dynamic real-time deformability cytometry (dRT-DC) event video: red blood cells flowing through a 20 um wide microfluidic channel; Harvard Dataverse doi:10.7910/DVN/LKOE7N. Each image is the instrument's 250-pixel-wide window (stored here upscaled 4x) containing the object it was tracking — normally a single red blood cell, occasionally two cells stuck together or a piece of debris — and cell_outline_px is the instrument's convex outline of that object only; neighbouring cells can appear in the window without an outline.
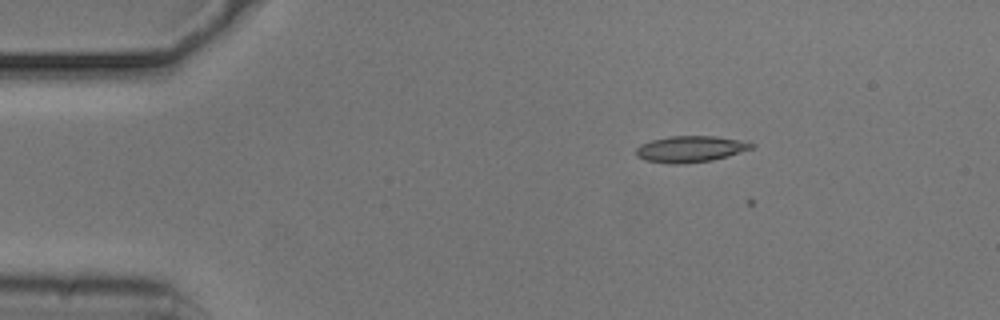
{"species": "common noctule bat (a hibernating species)", "species_latin": "Nyctalus noctula", "temperature_condition": "cold", "stored_images_in_passage": 3, "camera_frame_rate_fps": 3000, "um_per_image_px": 0.085, "animal": {"sex": "male", "body_mass_g": 20.5, "forearm_length_mm": 52.5}, "frame": {"image": 1, "passage_image": 2, "time_ms": 0.333, "image_size_px": [1000, 320], "cell_outline_px": [[756, 144], [752, 148], [712, 160], [680, 164], [672, 164], [644, 160], [636, 156], [636, 148], [640, 144], [652, 140], [672, 136], [716, 136], [748, 140]], "centroid_in_image_um": [58.7, 12.65], "position_along_channel_um": 26.3, "area_um2": 17.74}}